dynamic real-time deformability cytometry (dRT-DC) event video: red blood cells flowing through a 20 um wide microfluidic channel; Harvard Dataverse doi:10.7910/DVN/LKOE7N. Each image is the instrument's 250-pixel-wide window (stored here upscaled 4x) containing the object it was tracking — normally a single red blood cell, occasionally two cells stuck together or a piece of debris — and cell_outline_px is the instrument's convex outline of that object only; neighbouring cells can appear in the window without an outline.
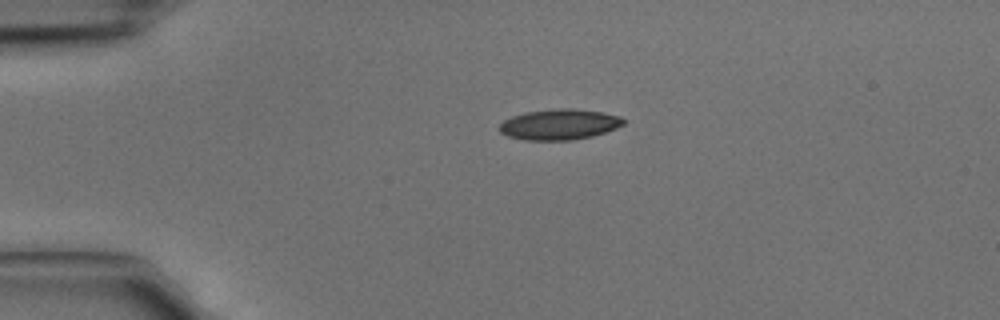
{"species": "common noctule bat (a hibernating species)", "species_latin": "Nyctalus noctula", "temperature_condition": "cold", "stored_images_in_passage": 2, "camera_frame_rate_fps": 3000, "um_per_image_px": 0.085, "animal": {"sex": "male", "body_mass_g": 15.6}, "frame": {"image": 1, "passage_image": 1, "time_ms": 0.0, "image_size_px": [1000, 320], "cell_outline_px": [[624, 124], [616, 128], [592, 136], [572, 140], [524, 140], [508, 136], [500, 132], [500, 124], [504, 120], [512, 116], [524, 112], [560, 108], [572, 108], [600, 112], [620, 116], [624, 120]], "centroid_in_image_um": [47.53, 10.57], "position_along_channel_um": 37.5, "area_um2": 22.02}}